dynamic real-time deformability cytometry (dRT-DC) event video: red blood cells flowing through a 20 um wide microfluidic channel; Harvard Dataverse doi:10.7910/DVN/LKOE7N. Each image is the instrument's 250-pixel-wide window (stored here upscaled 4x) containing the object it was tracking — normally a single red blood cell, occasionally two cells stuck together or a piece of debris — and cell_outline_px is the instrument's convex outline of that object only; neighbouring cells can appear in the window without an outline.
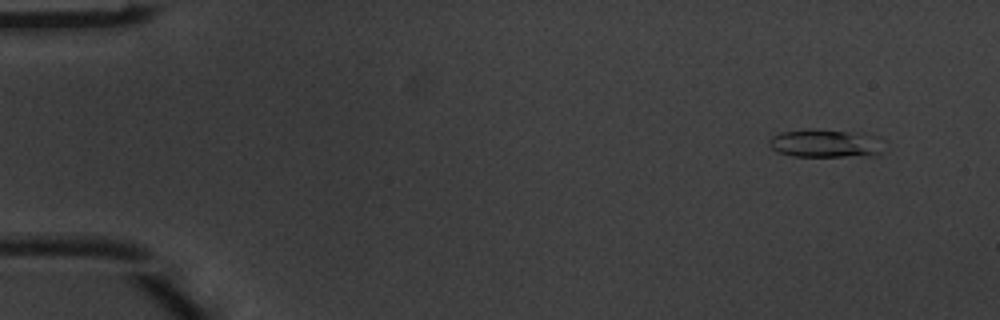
{"species": "common noctule bat (a hibernating species)", "species_latin": "Nyctalus noctula", "temperature_condition": "warm", "stored_images_in_passage": 6, "camera_frame_rate_fps": 3000, "um_per_image_px": 0.085, "animal": {"sex": "male", "body_mass_g": 20.1, "forearm_length_mm": 53.5}, "frame": {"image": 1, "passage_image": 2, "time_ms": 0.333, "image_size_px": [1000, 320], "cell_outline_px": [[880, 156], [792, 156], [780, 152], [772, 148], [768, 144], [768, 140], [772, 136], [780, 132], [812, 128], [816, 128], [860, 132], [880, 136]], "centroid_in_image_um": [70.18, 12.16], "position_along_channel_um": 14.8, "area_um2": 19.25}}